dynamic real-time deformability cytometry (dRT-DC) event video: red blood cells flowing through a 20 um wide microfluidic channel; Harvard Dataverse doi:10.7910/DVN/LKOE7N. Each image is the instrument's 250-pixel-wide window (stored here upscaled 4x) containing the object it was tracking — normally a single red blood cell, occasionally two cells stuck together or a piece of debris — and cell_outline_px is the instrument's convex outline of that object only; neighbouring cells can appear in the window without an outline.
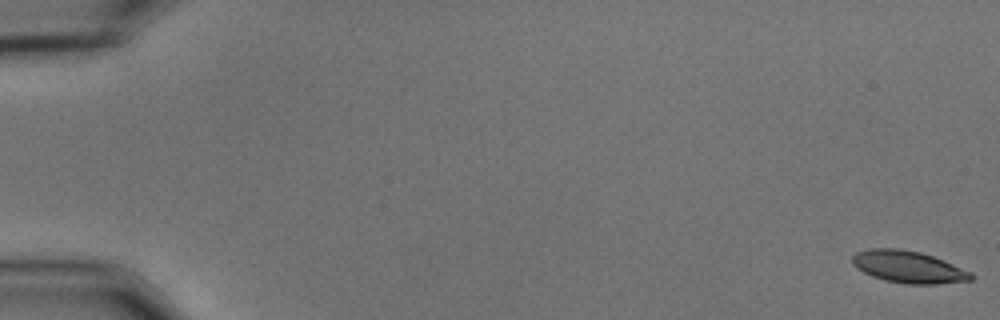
{"species": "common noctule bat (a hibernating species)", "species_latin": "Nyctalus noctula", "temperature_condition": "cold", "stored_images_in_passage": 14, "camera_frame_rate_fps": 3000, "um_per_image_px": 0.085, "animal": {"sex": "male", "body_mass_g": 15.6}, "frame": {"image": 1, "passage_image": 1, "time_ms": 0.0, "image_size_px": [1000, 320], "cell_outline_px": [[976, 276], [972, 280], [936, 284], [904, 284], [884, 280], [872, 276], [856, 268], [852, 264], [852, 256], [856, 252], [868, 248], [896, 248], [920, 252], [944, 260], [972, 272]], "centroid_in_image_um": [77.22, 22.69], "position_along_channel_um": 7.8, "area_um2": 22.37}}